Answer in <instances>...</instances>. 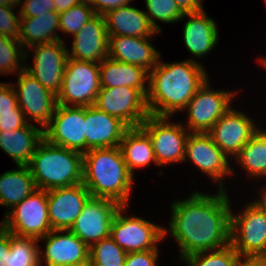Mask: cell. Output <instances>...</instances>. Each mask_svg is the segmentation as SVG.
Here are the masks:
<instances>
[{"mask_svg":"<svg viewBox=\"0 0 266 266\" xmlns=\"http://www.w3.org/2000/svg\"><path fill=\"white\" fill-rule=\"evenodd\" d=\"M169 231L179 245L180 258L200 251L223 248L230 244L231 200L227 189L204 194L193 191L190 197L171 204Z\"/></svg>","mask_w":266,"mask_h":266,"instance_id":"1","label":"cell"},{"mask_svg":"<svg viewBox=\"0 0 266 266\" xmlns=\"http://www.w3.org/2000/svg\"><path fill=\"white\" fill-rule=\"evenodd\" d=\"M208 80L205 68L187 59L181 62L158 64L149 72L146 96L150 115L172 117L184 111L197 90Z\"/></svg>","mask_w":266,"mask_h":266,"instance_id":"2","label":"cell"},{"mask_svg":"<svg viewBox=\"0 0 266 266\" xmlns=\"http://www.w3.org/2000/svg\"><path fill=\"white\" fill-rule=\"evenodd\" d=\"M120 147L94 148L83 154L82 183L94 198L127 206L134 183Z\"/></svg>","mask_w":266,"mask_h":266,"instance_id":"3","label":"cell"},{"mask_svg":"<svg viewBox=\"0 0 266 266\" xmlns=\"http://www.w3.org/2000/svg\"><path fill=\"white\" fill-rule=\"evenodd\" d=\"M37 189L52 190L83 180V154L50 144L43 139L27 165Z\"/></svg>","mask_w":266,"mask_h":266,"instance_id":"4","label":"cell"},{"mask_svg":"<svg viewBox=\"0 0 266 266\" xmlns=\"http://www.w3.org/2000/svg\"><path fill=\"white\" fill-rule=\"evenodd\" d=\"M0 225L18 237L40 239L52 231L48 216L47 191L37 189L9 211Z\"/></svg>","mask_w":266,"mask_h":266,"instance_id":"5","label":"cell"},{"mask_svg":"<svg viewBox=\"0 0 266 266\" xmlns=\"http://www.w3.org/2000/svg\"><path fill=\"white\" fill-rule=\"evenodd\" d=\"M100 86L99 63L68 58L57 104L88 107L95 104Z\"/></svg>","mask_w":266,"mask_h":266,"instance_id":"6","label":"cell"},{"mask_svg":"<svg viewBox=\"0 0 266 266\" xmlns=\"http://www.w3.org/2000/svg\"><path fill=\"white\" fill-rule=\"evenodd\" d=\"M127 206L116 212L110 229V237L125 252L158 250V243L165 239L164 227L138 216H124Z\"/></svg>","mask_w":266,"mask_h":266,"instance_id":"7","label":"cell"},{"mask_svg":"<svg viewBox=\"0 0 266 266\" xmlns=\"http://www.w3.org/2000/svg\"><path fill=\"white\" fill-rule=\"evenodd\" d=\"M240 215L231 212L230 244L240 257L266 255V218L250 201Z\"/></svg>","mask_w":266,"mask_h":266,"instance_id":"8","label":"cell"},{"mask_svg":"<svg viewBox=\"0 0 266 266\" xmlns=\"http://www.w3.org/2000/svg\"><path fill=\"white\" fill-rule=\"evenodd\" d=\"M170 117L149 115L140 127L149 135L158 166L184 162L186 141L190 134L181 123ZM188 131V132H187Z\"/></svg>","mask_w":266,"mask_h":266,"instance_id":"9","label":"cell"},{"mask_svg":"<svg viewBox=\"0 0 266 266\" xmlns=\"http://www.w3.org/2000/svg\"><path fill=\"white\" fill-rule=\"evenodd\" d=\"M208 80L197 90L185 111L189 132L208 133L218 119L230 108L238 91L213 90ZM191 130V131H190Z\"/></svg>","mask_w":266,"mask_h":266,"instance_id":"10","label":"cell"},{"mask_svg":"<svg viewBox=\"0 0 266 266\" xmlns=\"http://www.w3.org/2000/svg\"><path fill=\"white\" fill-rule=\"evenodd\" d=\"M94 106L118 118L128 128L140 127L150 115L146 97L129 86L101 88Z\"/></svg>","mask_w":266,"mask_h":266,"instance_id":"11","label":"cell"},{"mask_svg":"<svg viewBox=\"0 0 266 266\" xmlns=\"http://www.w3.org/2000/svg\"><path fill=\"white\" fill-rule=\"evenodd\" d=\"M13 87L17 95L18 106L28 123L35 121L44 129L51 121L57 106V96L42 86L25 69L18 73Z\"/></svg>","mask_w":266,"mask_h":266,"instance_id":"12","label":"cell"},{"mask_svg":"<svg viewBox=\"0 0 266 266\" xmlns=\"http://www.w3.org/2000/svg\"><path fill=\"white\" fill-rule=\"evenodd\" d=\"M52 145L85 153V107L57 104L50 123L43 129Z\"/></svg>","mask_w":266,"mask_h":266,"instance_id":"13","label":"cell"},{"mask_svg":"<svg viewBox=\"0 0 266 266\" xmlns=\"http://www.w3.org/2000/svg\"><path fill=\"white\" fill-rule=\"evenodd\" d=\"M190 160L205 175L226 189L223 179L234 174L229 158L216 146L209 133L190 132L185 149L184 162ZM224 185V187H223Z\"/></svg>","mask_w":266,"mask_h":266,"instance_id":"14","label":"cell"},{"mask_svg":"<svg viewBox=\"0 0 266 266\" xmlns=\"http://www.w3.org/2000/svg\"><path fill=\"white\" fill-rule=\"evenodd\" d=\"M121 205L114 200L91 197L70 231L89 247L110 236L112 220Z\"/></svg>","mask_w":266,"mask_h":266,"instance_id":"15","label":"cell"},{"mask_svg":"<svg viewBox=\"0 0 266 266\" xmlns=\"http://www.w3.org/2000/svg\"><path fill=\"white\" fill-rule=\"evenodd\" d=\"M32 66L25 64V70L56 96L62 87L64 70L68 60V49L63 40L36 45Z\"/></svg>","mask_w":266,"mask_h":266,"instance_id":"16","label":"cell"},{"mask_svg":"<svg viewBox=\"0 0 266 266\" xmlns=\"http://www.w3.org/2000/svg\"><path fill=\"white\" fill-rule=\"evenodd\" d=\"M244 112L229 108L208 132L216 146L229 158H234L260 129Z\"/></svg>","mask_w":266,"mask_h":266,"instance_id":"17","label":"cell"},{"mask_svg":"<svg viewBox=\"0 0 266 266\" xmlns=\"http://www.w3.org/2000/svg\"><path fill=\"white\" fill-rule=\"evenodd\" d=\"M91 197L82 182L47 191L48 216L52 230H70Z\"/></svg>","mask_w":266,"mask_h":266,"instance_id":"18","label":"cell"},{"mask_svg":"<svg viewBox=\"0 0 266 266\" xmlns=\"http://www.w3.org/2000/svg\"><path fill=\"white\" fill-rule=\"evenodd\" d=\"M40 240H44L46 243L44 255L39 248V266L42 263L49 266L89 262V246L70 230H52L46 236L38 239V242Z\"/></svg>","mask_w":266,"mask_h":266,"instance_id":"19","label":"cell"},{"mask_svg":"<svg viewBox=\"0 0 266 266\" xmlns=\"http://www.w3.org/2000/svg\"><path fill=\"white\" fill-rule=\"evenodd\" d=\"M68 58L100 63L109 55V36L103 15L96 14L73 36Z\"/></svg>","mask_w":266,"mask_h":266,"instance_id":"20","label":"cell"},{"mask_svg":"<svg viewBox=\"0 0 266 266\" xmlns=\"http://www.w3.org/2000/svg\"><path fill=\"white\" fill-rule=\"evenodd\" d=\"M128 127L94 105L85 107V153L94 148L118 147Z\"/></svg>","mask_w":266,"mask_h":266,"instance_id":"21","label":"cell"},{"mask_svg":"<svg viewBox=\"0 0 266 266\" xmlns=\"http://www.w3.org/2000/svg\"><path fill=\"white\" fill-rule=\"evenodd\" d=\"M152 38L109 36L108 57L151 71L159 62L161 54L149 42Z\"/></svg>","mask_w":266,"mask_h":266,"instance_id":"22","label":"cell"},{"mask_svg":"<svg viewBox=\"0 0 266 266\" xmlns=\"http://www.w3.org/2000/svg\"><path fill=\"white\" fill-rule=\"evenodd\" d=\"M188 17L183 27V39L187 50L197 58H203L217 45L218 30L213 18H209L203 10L185 13Z\"/></svg>","mask_w":266,"mask_h":266,"instance_id":"23","label":"cell"},{"mask_svg":"<svg viewBox=\"0 0 266 266\" xmlns=\"http://www.w3.org/2000/svg\"><path fill=\"white\" fill-rule=\"evenodd\" d=\"M108 36L151 38L158 32L151 26L143 10L130 4L111 9L103 15Z\"/></svg>","mask_w":266,"mask_h":266,"instance_id":"24","label":"cell"},{"mask_svg":"<svg viewBox=\"0 0 266 266\" xmlns=\"http://www.w3.org/2000/svg\"><path fill=\"white\" fill-rule=\"evenodd\" d=\"M99 71L101 88L129 86L147 96L149 71L146 69L107 57L99 63Z\"/></svg>","mask_w":266,"mask_h":266,"instance_id":"25","label":"cell"},{"mask_svg":"<svg viewBox=\"0 0 266 266\" xmlns=\"http://www.w3.org/2000/svg\"><path fill=\"white\" fill-rule=\"evenodd\" d=\"M44 139L43 129L27 123L23 128L0 132V148L17 165H28L37 145Z\"/></svg>","mask_w":266,"mask_h":266,"instance_id":"26","label":"cell"},{"mask_svg":"<svg viewBox=\"0 0 266 266\" xmlns=\"http://www.w3.org/2000/svg\"><path fill=\"white\" fill-rule=\"evenodd\" d=\"M58 30L59 13L56 11L47 12L39 17L20 18L18 40L25 49V59L31 47L62 40L57 33Z\"/></svg>","mask_w":266,"mask_h":266,"instance_id":"27","label":"cell"},{"mask_svg":"<svg viewBox=\"0 0 266 266\" xmlns=\"http://www.w3.org/2000/svg\"><path fill=\"white\" fill-rule=\"evenodd\" d=\"M119 147L127 168L133 176L134 169L149 166L151 162L158 165L152 141L141 127L128 128L123 134Z\"/></svg>","mask_w":266,"mask_h":266,"instance_id":"28","label":"cell"},{"mask_svg":"<svg viewBox=\"0 0 266 266\" xmlns=\"http://www.w3.org/2000/svg\"><path fill=\"white\" fill-rule=\"evenodd\" d=\"M37 190L34 178L26 165L0 175V205L9 210Z\"/></svg>","mask_w":266,"mask_h":266,"instance_id":"29","label":"cell"},{"mask_svg":"<svg viewBox=\"0 0 266 266\" xmlns=\"http://www.w3.org/2000/svg\"><path fill=\"white\" fill-rule=\"evenodd\" d=\"M253 179L266 178V129H259L234 159Z\"/></svg>","mask_w":266,"mask_h":266,"instance_id":"30","label":"cell"},{"mask_svg":"<svg viewBox=\"0 0 266 266\" xmlns=\"http://www.w3.org/2000/svg\"><path fill=\"white\" fill-rule=\"evenodd\" d=\"M38 240L12 234V245L5 266H39Z\"/></svg>","mask_w":266,"mask_h":266,"instance_id":"31","label":"cell"},{"mask_svg":"<svg viewBox=\"0 0 266 266\" xmlns=\"http://www.w3.org/2000/svg\"><path fill=\"white\" fill-rule=\"evenodd\" d=\"M127 254L108 236L89 247V262L92 266H124Z\"/></svg>","mask_w":266,"mask_h":266,"instance_id":"32","label":"cell"},{"mask_svg":"<svg viewBox=\"0 0 266 266\" xmlns=\"http://www.w3.org/2000/svg\"><path fill=\"white\" fill-rule=\"evenodd\" d=\"M25 60V49L20 41L15 38H10L0 35V74L9 75L18 74L25 69L22 63Z\"/></svg>","mask_w":266,"mask_h":266,"instance_id":"33","label":"cell"},{"mask_svg":"<svg viewBox=\"0 0 266 266\" xmlns=\"http://www.w3.org/2000/svg\"><path fill=\"white\" fill-rule=\"evenodd\" d=\"M240 258L231 244L210 251H200L180 258L187 266H234Z\"/></svg>","mask_w":266,"mask_h":266,"instance_id":"34","label":"cell"},{"mask_svg":"<svg viewBox=\"0 0 266 266\" xmlns=\"http://www.w3.org/2000/svg\"><path fill=\"white\" fill-rule=\"evenodd\" d=\"M145 7L151 26L161 33V28L157 25L156 20L164 23H175L182 20L185 14L174 0H144Z\"/></svg>","mask_w":266,"mask_h":266,"instance_id":"35","label":"cell"},{"mask_svg":"<svg viewBox=\"0 0 266 266\" xmlns=\"http://www.w3.org/2000/svg\"><path fill=\"white\" fill-rule=\"evenodd\" d=\"M95 15L94 9L84 1L59 13V31L74 36Z\"/></svg>","mask_w":266,"mask_h":266,"instance_id":"36","label":"cell"},{"mask_svg":"<svg viewBox=\"0 0 266 266\" xmlns=\"http://www.w3.org/2000/svg\"><path fill=\"white\" fill-rule=\"evenodd\" d=\"M16 7L0 5V35L18 39L21 17L13 12Z\"/></svg>","mask_w":266,"mask_h":266,"instance_id":"37","label":"cell"},{"mask_svg":"<svg viewBox=\"0 0 266 266\" xmlns=\"http://www.w3.org/2000/svg\"><path fill=\"white\" fill-rule=\"evenodd\" d=\"M19 5H22L19 10L21 18L39 17V15L55 11L53 0H24Z\"/></svg>","mask_w":266,"mask_h":266,"instance_id":"38","label":"cell"},{"mask_svg":"<svg viewBox=\"0 0 266 266\" xmlns=\"http://www.w3.org/2000/svg\"><path fill=\"white\" fill-rule=\"evenodd\" d=\"M22 112L13 84L0 82V113Z\"/></svg>","mask_w":266,"mask_h":266,"instance_id":"39","label":"cell"},{"mask_svg":"<svg viewBox=\"0 0 266 266\" xmlns=\"http://www.w3.org/2000/svg\"><path fill=\"white\" fill-rule=\"evenodd\" d=\"M159 250L129 252L124 266H157Z\"/></svg>","mask_w":266,"mask_h":266,"instance_id":"40","label":"cell"},{"mask_svg":"<svg viewBox=\"0 0 266 266\" xmlns=\"http://www.w3.org/2000/svg\"><path fill=\"white\" fill-rule=\"evenodd\" d=\"M27 123L23 112L0 113V132L23 128Z\"/></svg>","mask_w":266,"mask_h":266,"instance_id":"41","label":"cell"},{"mask_svg":"<svg viewBox=\"0 0 266 266\" xmlns=\"http://www.w3.org/2000/svg\"><path fill=\"white\" fill-rule=\"evenodd\" d=\"M95 11L96 14L104 15L107 11L131 4L132 0H84Z\"/></svg>","mask_w":266,"mask_h":266,"instance_id":"42","label":"cell"},{"mask_svg":"<svg viewBox=\"0 0 266 266\" xmlns=\"http://www.w3.org/2000/svg\"><path fill=\"white\" fill-rule=\"evenodd\" d=\"M12 245V234L0 225V266H5V260Z\"/></svg>","mask_w":266,"mask_h":266,"instance_id":"43","label":"cell"},{"mask_svg":"<svg viewBox=\"0 0 266 266\" xmlns=\"http://www.w3.org/2000/svg\"><path fill=\"white\" fill-rule=\"evenodd\" d=\"M184 13H195L203 10L202 0H174Z\"/></svg>","mask_w":266,"mask_h":266,"instance_id":"44","label":"cell"},{"mask_svg":"<svg viewBox=\"0 0 266 266\" xmlns=\"http://www.w3.org/2000/svg\"><path fill=\"white\" fill-rule=\"evenodd\" d=\"M82 2H84V0H53L57 13L67 11L71 7L77 6Z\"/></svg>","mask_w":266,"mask_h":266,"instance_id":"45","label":"cell"},{"mask_svg":"<svg viewBox=\"0 0 266 266\" xmlns=\"http://www.w3.org/2000/svg\"><path fill=\"white\" fill-rule=\"evenodd\" d=\"M264 187H262V189H261V196H260V198H258V200L256 198V200L253 201V202L264 213L265 218H266V186H264Z\"/></svg>","mask_w":266,"mask_h":266,"instance_id":"46","label":"cell"},{"mask_svg":"<svg viewBox=\"0 0 266 266\" xmlns=\"http://www.w3.org/2000/svg\"><path fill=\"white\" fill-rule=\"evenodd\" d=\"M234 266H255V257H240Z\"/></svg>","mask_w":266,"mask_h":266,"instance_id":"47","label":"cell"},{"mask_svg":"<svg viewBox=\"0 0 266 266\" xmlns=\"http://www.w3.org/2000/svg\"><path fill=\"white\" fill-rule=\"evenodd\" d=\"M255 266H266V255L255 257Z\"/></svg>","mask_w":266,"mask_h":266,"instance_id":"48","label":"cell"},{"mask_svg":"<svg viewBox=\"0 0 266 266\" xmlns=\"http://www.w3.org/2000/svg\"><path fill=\"white\" fill-rule=\"evenodd\" d=\"M1 6H17L13 0H0Z\"/></svg>","mask_w":266,"mask_h":266,"instance_id":"49","label":"cell"},{"mask_svg":"<svg viewBox=\"0 0 266 266\" xmlns=\"http://www.w3.org/2000/svg\"><path fill=\"white\" fill-rule=\"evenodd\" d=\"M49 266H92L90 262H83L80 264H70V265H49Z\"/></svg>","mask_w":266,"mask_h":266,"instance_id":"50","label":"cell"},{"mask_svg":"<svg viewBox=\"0 0 266 266\" xmlns=\"http://www.w3.org/2000/svg\"><path fill=\"white\" fill-rule=\"evenodd\" d=\"M258 60H259V63L266 68V57L265 56L260 57Z\"/></svg>","mask_w":266,"mask_h":266,"instance_id":"51","label":"cell"},{"mask_svg":"<svg viewBox=\"0 0 266 266\" xmlns=\"http://www.w3.org/2000/svg\"><path fill=\"white\" fill-rule=\"evenodd\" d=\"M13 1H14L15 5H17V6L23 2V0H13Z\"/></svg>","mask_w":266,"mask_h":266,"instance_id":"52","label":"cell"}]
</instances>
